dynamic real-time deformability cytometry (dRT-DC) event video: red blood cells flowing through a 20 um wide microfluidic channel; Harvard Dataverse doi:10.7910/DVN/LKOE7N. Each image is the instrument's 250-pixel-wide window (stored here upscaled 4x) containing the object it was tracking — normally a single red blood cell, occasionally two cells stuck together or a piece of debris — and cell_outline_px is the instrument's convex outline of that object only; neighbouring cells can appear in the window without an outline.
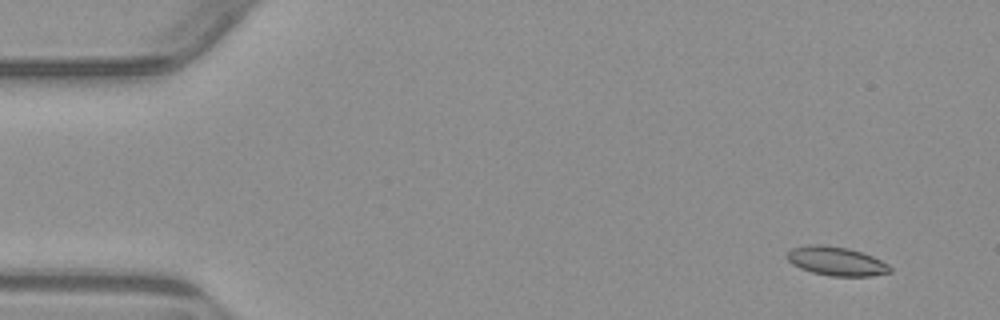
{"species": "common noctule bat (a hibernating species)", "species_latin": "Nyctalus noctula", "temperature_condition": "warm", "stored_images_in_passage": 3, "camera_frame_rate_fps": 3000, "um_per_image_px": 0.085, "animal": {"sex": "male", "body_mass_g": 23.1, "forearm_length_mm": 52.7}, "frame": {"image": 1, "passage_image": 1, "time_ms": 0.0, "image_size_px": [1000, 320], "cell_outline_px": [[892, 272], [872, 276], [828, 276], [812, 272], [800, 268], [792, 264], [784, 256], [792, 248], [812, 244], [824, 244], [848, 248], [872, 256], [888, 264], [892, 268]], "centroid_in_image_um": [71.07, 22.2], "position_along_channel_um": 13.9, "area_um2": 17.46}}